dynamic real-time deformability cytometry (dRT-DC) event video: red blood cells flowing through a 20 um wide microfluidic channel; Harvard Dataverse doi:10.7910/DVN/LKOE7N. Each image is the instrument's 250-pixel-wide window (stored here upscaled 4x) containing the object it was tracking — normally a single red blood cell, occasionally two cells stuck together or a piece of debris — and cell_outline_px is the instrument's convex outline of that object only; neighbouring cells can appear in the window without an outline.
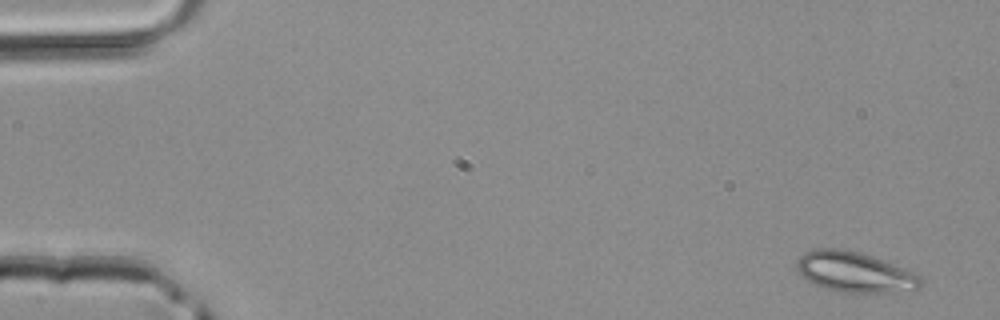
{"species": "common noctule bat (a hibernating species)", "species_latin": "Nyctalus noctula", "temperature_condition": "room temperature", "stored_images_in_passage": 3, "camera_frame_rate_fps": 3000, "um_per_image_px": 0.085, "animal": {"sex": "male", "body_mass_g": 20.4}, "frame": {"image": 1, "passage_image": 1, "time_ms": 0.0, "image_size_px": [1000, 320], "cell_outline_px": [[924, 284], [920, 288], [888, 292], [840, 292], [824, 288], [800, 276], [796, 268], [796, 264], [800, 256], [804, 252], [816, 248], [836, 248], [856, 252], [872, 256], [884, 260], [916, 272], [920, 276]], "centroid_in_image_um": [72.65, 23.12], "position_along_channel_um": 12.3, "area_um2": 29.13}}